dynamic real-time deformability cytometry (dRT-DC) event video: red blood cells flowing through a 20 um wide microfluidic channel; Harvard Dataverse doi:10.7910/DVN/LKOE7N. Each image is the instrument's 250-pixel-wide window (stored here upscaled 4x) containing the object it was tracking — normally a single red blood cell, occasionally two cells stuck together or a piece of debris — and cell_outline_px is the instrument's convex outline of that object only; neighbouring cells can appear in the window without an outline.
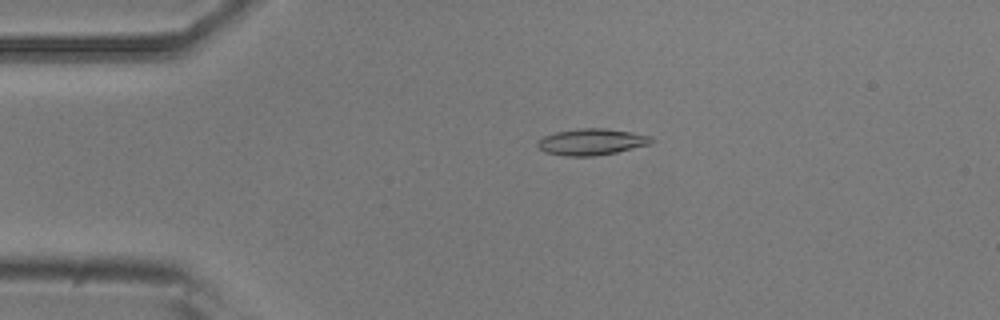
{"species": "common noctule bat (a hibernating species)", "species_latin": "Nyctalus noctula", "temperature_condition": "room temperature", "stored_images_in_passage": 52, "camera_frame_rate_fps": 3000, "um_per_image_px": 0.085, "animal": {"sex": "male", "body_mass_g": 20.5, "forearm_length_mm": 52.5}, "frame": {"image": 1, "passage_image": 11, "time_ms": 3.333, "image_size_px": [1000, 320], "cell_outline_px": [[656, 140], [652, 144], [616, 152], [592, 156], [564, 156], [544, 152], [536, 144], [544, 136], [556, 132], [580, 128], [604, 128], [632, 132], [652, 136]], "centroid_in_image_um": [50.33, 12.06], "position_along_channel_um": 34.7, "area_um2": 17.57}}
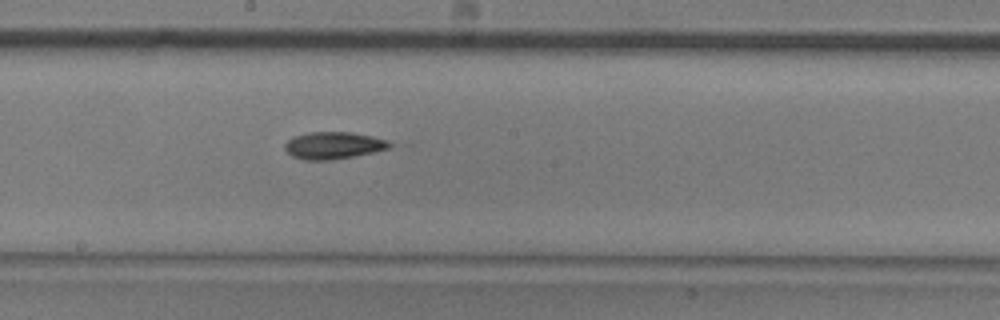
{"frame": {"image": 2, "passage_image": 28, "time_ms": 9.0, "image_size_px": [1000, 320], "cell_outline_px": [[396, 144], [388, 148], [356, 156], [332, 160], [304, 160], [292, 156], [284, 148], [284, 144], [292, 136], [308, 132], [352, 132], [372, 136], [388, 140]], "centroid_in_image_um": [28.35, 12.36], "position_along_channel_um": 219.9, "area_um2": 16.76}}
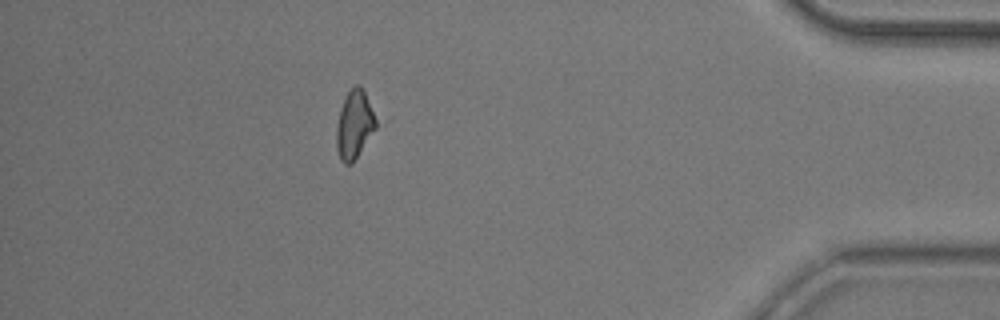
{"frame": {"image": 3, "passage_image": 46, "time_ms": 15.0, "image_size_px": [1000, 320], "cell_outline_px": [[380, 116], [376, 128], [352, 164], [344, 164], [340, 160], [336, 148], [336, 128], [340, 108], [348, 92], [356, 84], [360, 84]], "centroid_in_image_um": [30.17, 10.57], "position_along_channel_um": 405.0, "area_um2": 16.3}, "authors_computed_cell_mechanics": {"area_um2": 16.5597, "velocity_mm_per_s": 3.8961, "shape_relaxation_time_tau1_ms": 7.2922, "shape_relaxation_time_tau2_ms": null, "deformation_change_tau1": 0.17, "deformation_change_tau2": null}}